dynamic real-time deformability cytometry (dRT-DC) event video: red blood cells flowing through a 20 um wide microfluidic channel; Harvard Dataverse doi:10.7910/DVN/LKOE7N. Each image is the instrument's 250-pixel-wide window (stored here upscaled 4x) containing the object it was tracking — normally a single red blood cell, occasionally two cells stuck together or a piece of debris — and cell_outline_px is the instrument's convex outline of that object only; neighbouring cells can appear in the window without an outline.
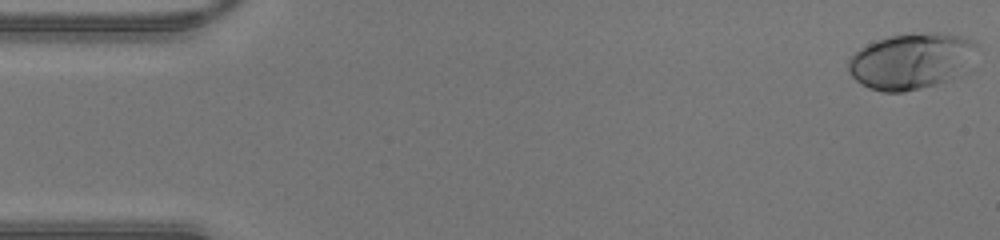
{"species": "human", "species_latin": "Homo sapiens", "temperature_condition": "warm", "stored_images_in_passage": 45, "camera_frame_rate_fps": 3000, "um_per_image_px": 0.085, "donor": {"sex": "male"}, "frame": {"image": 1, "passage_image": 1, "time_ms": 0.0, "image_size_px": [1000, 240], "cell_outline_px": [[976, 44], [972, 72], [960, 76], [920, 88], [904, 92], [884, 92], [868, 88], [860, 84], [848, 72], [848, 60], [860, 48], [868, 44], [888, 36], [932, 32], [936, 32], [960, 36], [972, 40]], "centroid_in_image_um": [77.51, 5.21], "position_along_channel_um": 7.5, "area_um2": 42.37}}
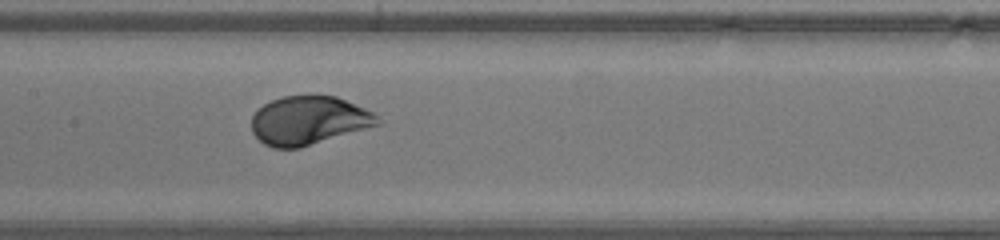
{"frame": {"image": 2, "passage_image": 22, "time_ms": 7.0, "image_size_px": [1000, 240], "cell_outline_px": [[384, 124], [300, 148], [272, 148], [264, 144], [252, 132], [252, 116], [264, 104], [272, 100], [284, 96], [336, 96], [364, 108], [372, 112]], "centroid_in_image_um": [26.27, 10.26], "position_along_channel_um": 181.1, "area_um2": 35.66}}
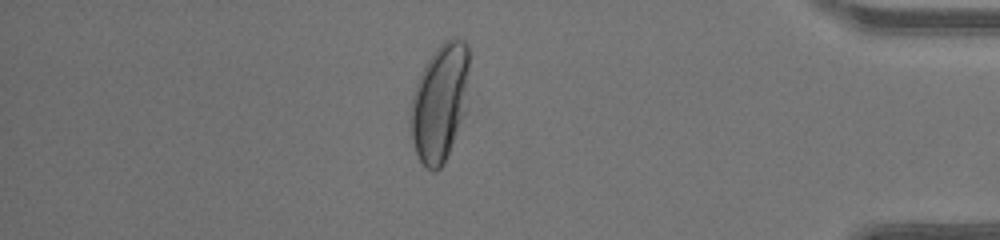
{"frame": {"image": 3, "passage_image": 39, "time_ms": 12.667, "image_size_px": [1000, 240], "cell_outline_px": [[468, 108], [444, 164], [436, 172], [432, 172], [420, 160], [416, 152], [412, 140], [412, 96], [420, 72], [424, 64], [436, 48], [444, 40], [452, 36], [456, 36], [464, 40], [468, 44]], "centroid_in_image_um": [37.43, 8.67], "position_along_channel_um": 397.8, "area_um2": 40.52}}